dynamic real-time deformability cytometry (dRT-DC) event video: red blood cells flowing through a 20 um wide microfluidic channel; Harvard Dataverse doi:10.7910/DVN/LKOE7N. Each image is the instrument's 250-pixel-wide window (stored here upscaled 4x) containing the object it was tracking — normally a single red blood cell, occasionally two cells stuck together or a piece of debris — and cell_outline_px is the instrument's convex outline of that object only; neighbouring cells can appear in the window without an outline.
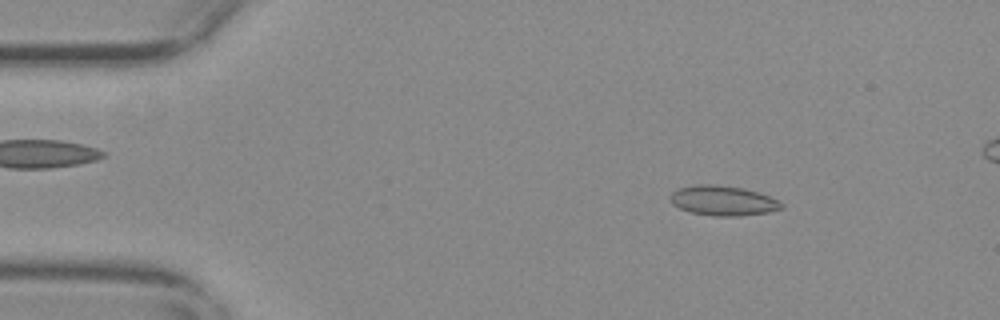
{"species": "common noctule bat (a hibernating species)", "species_latin": "Nyctalus noctula", "temperature_condition": "warm", "stored_images_in_passage": 55, "camera_frame_rate_fps": 3000, "um_per_image_px": 0.085, "animal": {"sex": "female", "body_mass_g": 29.2, "forearm_length_mm": 56.3}, "frame": {"image": 1, "passage_image": 8, "time_ms": 2.333, "image_size_px": [1000, 320], "cell_outline_px": [[784, 208], [768, 212], [740, 216], [712, 216], [692, 212], [680, 208], [672, 204], [668, 196], [672, 192], [680, 188], [696, 184], [716, 184], [744, 188], [780, 200], [784, 204]], "centroid_in_image_um": [61.46, 17.05], "position_along_channel_um": 23.5, "area_um2": 19.48}}
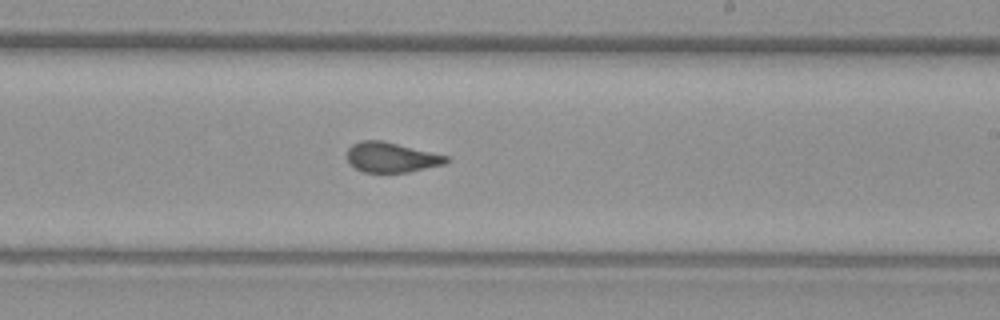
{"frame": {"image": 2, "passage_image": 33, "time_ms": 10.667, "image_size_px": [1000, 320], "cell_outline_px": [[452, 160], [444, 164], [408, 172], [364, 172], [348, 164], [348, 148], [352, 144], [360, 140], [384, 140], [448, 156]], "centroid_in_image_um": [33.27, 13.36], "position_along_channel_um": 255.7, "area_um2": 17.46}}
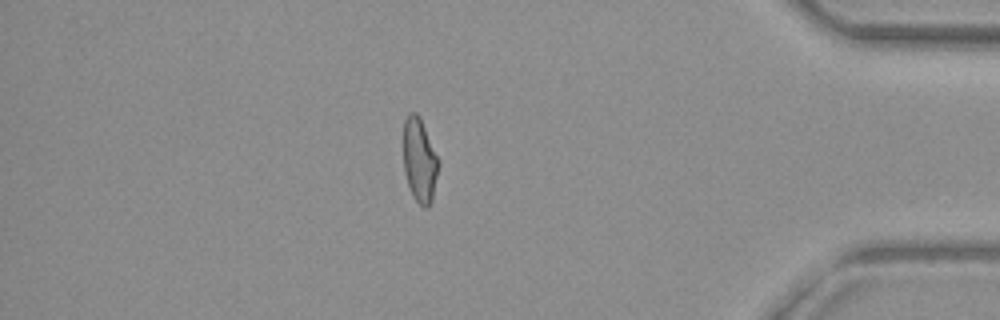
{"frame": {"image": 3, "passage_image": 48, "time_ms": 15.667, "image_size_px": [1000, 320], "cell_outline_px": [[440, 164], [432, 200], [428, 208], [424, 208], [412, 196], [404, 172], [404, 120], [408, 112], [416, 112], [420, 116], [440, 160]], "centroid_in_image_um": [35.68, 13.61], "position_along_channel_um": 399.5, "area_um2": 17.51}, "authors_computed_cell_mechanics": {"area_um2": 18.0914, "velocity_mm_per_s": 3.6944, "shape_relaxation_time_tau1_ms": null, "shape_relaxation_time_tau2_ms": 0.9291, "deformation_change_tau1": null, "deformation_change_tau2": 0.0581}}